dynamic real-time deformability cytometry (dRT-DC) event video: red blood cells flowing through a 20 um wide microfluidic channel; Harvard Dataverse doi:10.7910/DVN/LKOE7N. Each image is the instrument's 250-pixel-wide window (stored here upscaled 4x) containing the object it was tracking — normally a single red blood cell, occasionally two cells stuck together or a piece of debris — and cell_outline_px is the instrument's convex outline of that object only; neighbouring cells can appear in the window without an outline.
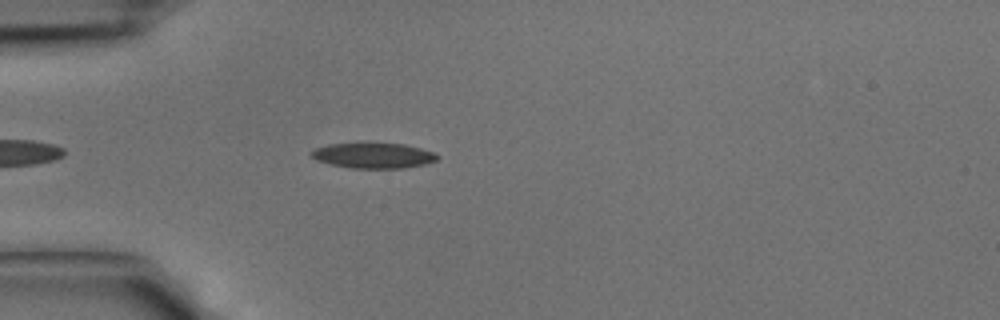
{"species": "common noctule bat (a hibernating species)", "species_latin": "Nyctalus noctula", "temperature_condition": "cold", "stored_images_in_passage": 21, "camera_frame_rate_fps": 3000, "um_per_image_px": 0.085, "animal": {"sex": "male", "body_mass_g": 15.6}, "frame": {"image": 1, "passage_image": 4, "time_ms": 1.0, "image_size_px": [1000, 320], "cell_outline_px": [[440, 156], [436, 160], [424, 164], [404, 168], [348, 168], [316, 160], [308, 152], [316, 148], [328, 144], [368, 140], [404, 144], [420, 148], [432, 152]], "centroid_in_image_um": [31.69, 13.17], "position_along_channel_um": 53.3, "area_um2": 19.42}}